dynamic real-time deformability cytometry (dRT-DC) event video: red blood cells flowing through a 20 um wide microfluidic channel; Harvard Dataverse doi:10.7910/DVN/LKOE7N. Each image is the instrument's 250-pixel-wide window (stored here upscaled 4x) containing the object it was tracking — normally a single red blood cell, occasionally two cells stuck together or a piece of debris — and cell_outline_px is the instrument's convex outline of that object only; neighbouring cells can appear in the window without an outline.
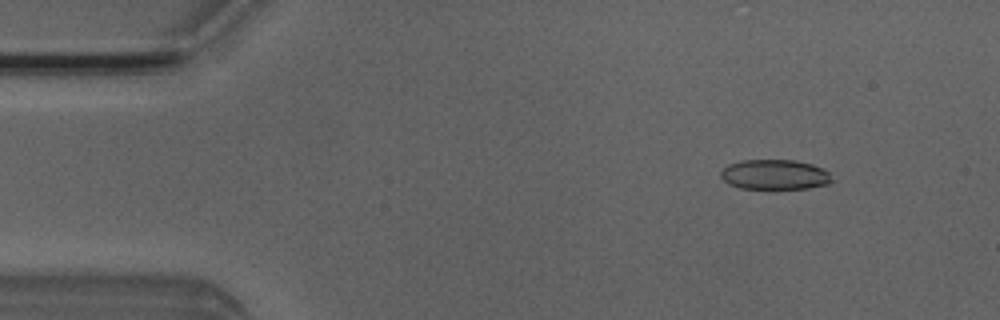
{"species": "Egyptian fruit bat (a non-hibernating species)", "species_latin": "Rousettus aegyptiacus", "temperature_condition": "room temperature", "stored_images_in_passage": 51, "camera_frame_rate_fps": 3000, "um_per_image_px": 0.085, "animal": {"sex": "male"}, "frame": {"image": 1, "passage_image": 6, "time_ms": 1.667, "image_size_px": [1000, 320], "cell_outline_px": [[832, 180], [828, 184], [808, 188], [740, 188], [728, 184], [720, 176], [720, 172], [728, 164], [740, 160], [796, 160], [812, 164], [828, 172]], "centroid_in_image_um": [65.82, 14.83], "position_along_channel_um": 19.2, "area_um2": 19.31}}
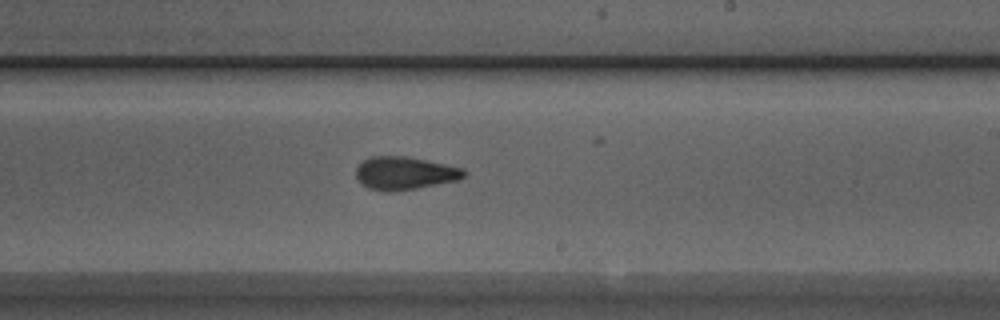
{"frame": {"image": 2, "passage_image": 30, "time_ms": 9.667, "image_size_px": [1000, 320], "cell_outline_px": [[468, 172], [460, 180], [416, 188], [392, 192], [388, 192], [368, 188], [356, 176], [356, 168], [364, 160], [372, 156], [408, 156], [464, 168]], "centroid_in_image_um": [34.44, 14.71], "position_along_channel_um": 254.6, "area_um2": 20.75}}
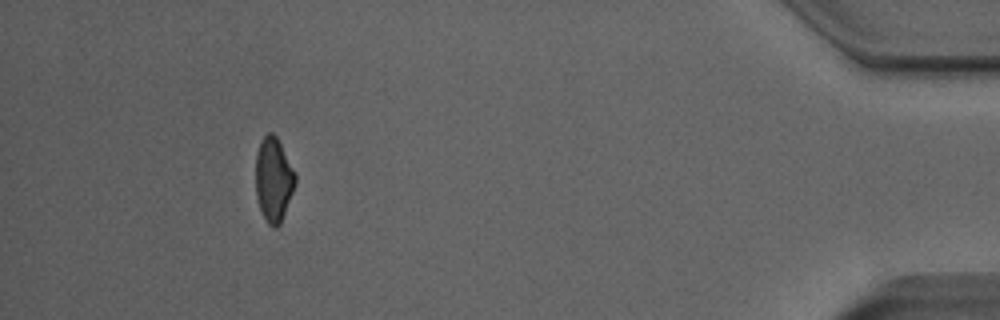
{"frame": {"image": 3, "passage_image": 47, "time_ms": 15.333, "image_size_px": [1000, 320], "cell_outline_px": [[296, 184], [280, 224], [276, 228], [272, 228], [268, 224], [260, 208], [256, 196], [256, 152], [260, 140], [268, 132], [272, 132], [276, 136], [296, 172]], "centroid_in_image_um": [23.26, 15.24], "position_along_channel_um": 411.9, "area_um2": 19.54}, "authors_computed_cell_mechanics": {"area_um2": 20.5768, "velocity_mm_per_s": 3.9736, "shape_relaxation_time_tau1_ms": 4.0512, "shape_relaxation_time_tau2_ms": 1.6407, "deformation_change_tau1": 0.1123, "deformation_change_tau2": 0.0731}}